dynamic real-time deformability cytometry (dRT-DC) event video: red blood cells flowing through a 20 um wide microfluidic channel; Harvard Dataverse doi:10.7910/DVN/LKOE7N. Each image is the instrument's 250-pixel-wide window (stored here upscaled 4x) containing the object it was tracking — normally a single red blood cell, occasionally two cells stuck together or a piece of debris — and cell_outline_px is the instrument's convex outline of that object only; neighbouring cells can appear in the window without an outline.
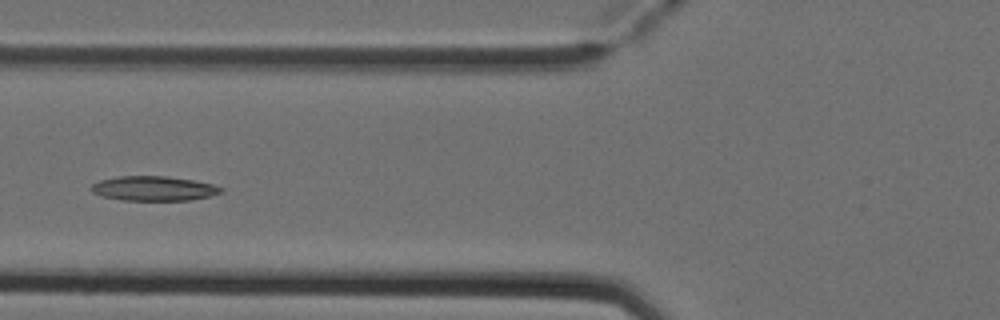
{"species": "Egyptian fruit bat (a non-hibernating species)", "species_latin": "Rousettus aegyptiacus", "temperature_condition": "cold", "stored_images_in_passage": 6, "camera_frame_rate_fps": 3000, "um_per_image_px": 0.085, "animal": {"sex": "female"}, "frame": {"image": 1, "passage_image": 5, "time_ms": 1.333, "image_size_px": [1000, 320], "cell_outline_px": [[224, 192], [192, 200], [120, 200], [104, 196], [92, 192], [88, 188], [92, 184], [100, 180], [120, 176], [164, 176], [192, 180], [212, 184], [224, 188]], "centroid_in_image_um": [13.06, 16.02], "position_along_channel_um": 112.7, "area_um2": 18.55}}
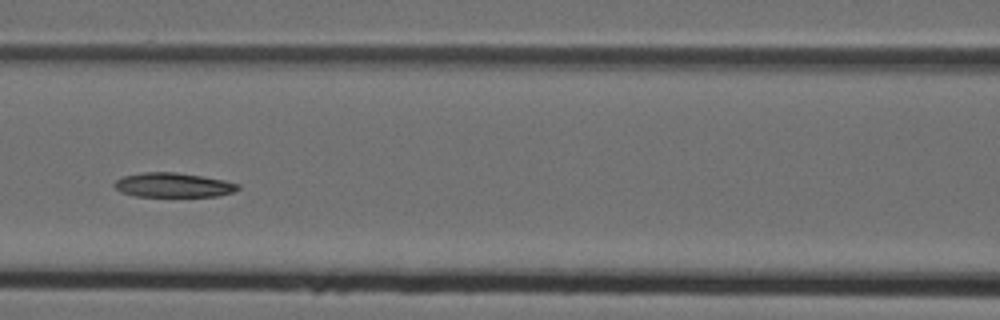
{"frame": {"image": 2, "passage_image": 6, "time_ms": 1.667, "image_size_px": [1000, 320], "cell_outline_px": [[240, 188], [232, 192], [216, 196], [136, 196], [120, 192], [112, 184], [116, 180], [124, 176], [144, 172], [172, 172], [200, 176], [224, 180], [240, 184]], "centroid_in_image_um": [14.7, 15.73], "position_along_channel_um": 151.9, "area_um2": 17.4}}